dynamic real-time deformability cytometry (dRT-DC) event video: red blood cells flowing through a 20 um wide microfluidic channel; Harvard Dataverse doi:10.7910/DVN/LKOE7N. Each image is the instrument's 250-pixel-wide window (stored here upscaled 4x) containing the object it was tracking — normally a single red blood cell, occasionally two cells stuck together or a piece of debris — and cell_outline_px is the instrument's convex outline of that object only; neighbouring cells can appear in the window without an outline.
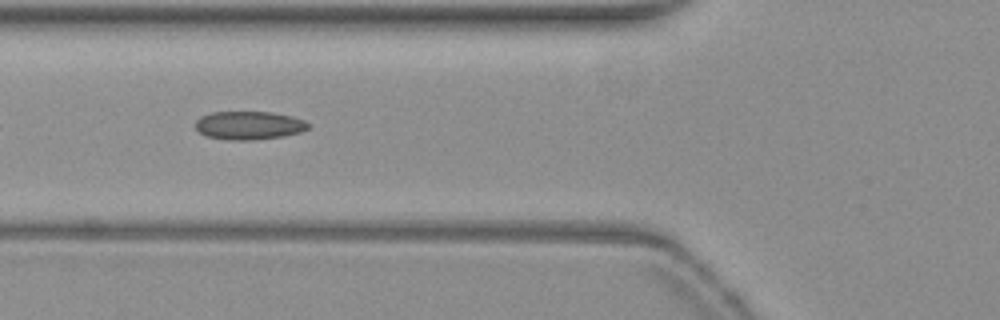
{"species": "common noctule bat (a hibernating species)", "species_latin": "Nyctalus noctula", "temperature_condition": "warm", "stored_images_in_passage": 39, "camera_frame_rate_fps": 3000, "um_per_image_px": 0.085, "animal": {"sex": "female", "body_mass_g": 19.3, "forearm_length_mm": 54.1}, "frame": {"image": 1, "passage_image": 6, "time_ms": 1.667, "image_size_px": [1000, 320], "cell_outline_px": [[312, 124], [308, 128], [300, 132], [280, 136], [256, 140], [232, 140], [208, 136], [200, 132], [196, 128], [196, 120], [200, 116], [212, 112], [272, 112], [292, 116], [304, 120]], "centroid_in_image_um": [21.18, 10.65], "position_along_channel_um": 104.6, "area_um2": 18.55}, "authors_computed_cell_mechanics": {"area_um2": 17.6868, "velocity_mm_per_s": 3.7845, "shape_relaxation_time_tau1_ms": 3.076, "shape_relaxation_time_tau2_ms": 1.5841, "deformation_change_tau1": 0.1066, "deformation_change_tau2": 0.0722}}